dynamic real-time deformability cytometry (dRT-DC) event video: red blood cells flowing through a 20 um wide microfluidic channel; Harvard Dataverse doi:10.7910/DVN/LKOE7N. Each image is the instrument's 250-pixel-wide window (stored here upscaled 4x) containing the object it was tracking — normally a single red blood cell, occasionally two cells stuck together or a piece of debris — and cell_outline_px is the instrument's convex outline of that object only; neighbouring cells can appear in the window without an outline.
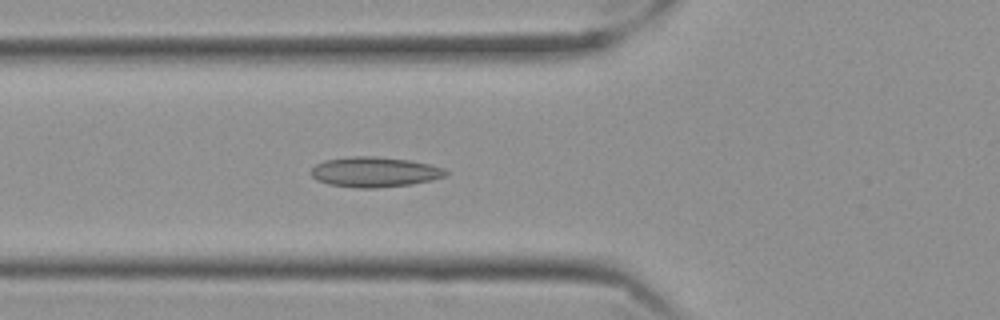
{"species": "Egyptian fruit bat (a non-hibernating species)", "species_latin": "Rousettus aegyptiacus", "temperature_condition": "cold", "stored_images_in_passage": 54, "camera_frame_rate_fps": 3000, "um_per_image_px": 0.085, "frame": {"image": 1, "passage_image": 18, "time_ms": 5.667, "image_size_px": [1000, 320], "cell_outline_px": [[448, 172], [444, 176], [432, 180], [412, 184], [376, 188], [356, 188], [328, 184], [316, 180], [312, 176], [312, 168], [316, 164], [324, 160], [348, 156], [376, 156], [408, 160], [428, 164], [444, 168]], "centroid_in_image_um": [31.81, 14.62], "position_along_channel_um": 94.0, "area_um2": 23.7}}
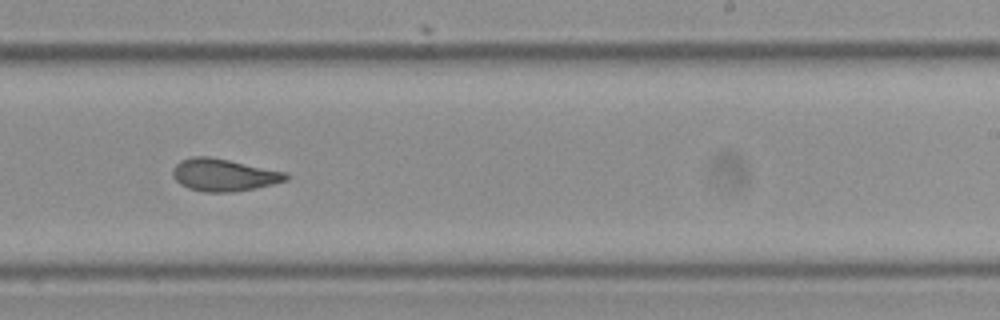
{"frame": {"image": 2, "passage_image": 33, "time_ms": 10.667, "image_size_px": [1000, 320], "cell_outline_px": [[288, 180], [256, 188], [232, 192], [204, 192], [188, 188], [180, 184], [172, 176], [172, 168], [180, 160], [192, 156], [208, 156], [288, 172]], "centroid_in_image_um": [19.0, 14.87], "position_along_channel_um": 270.0, "area_um2": 21.44}}
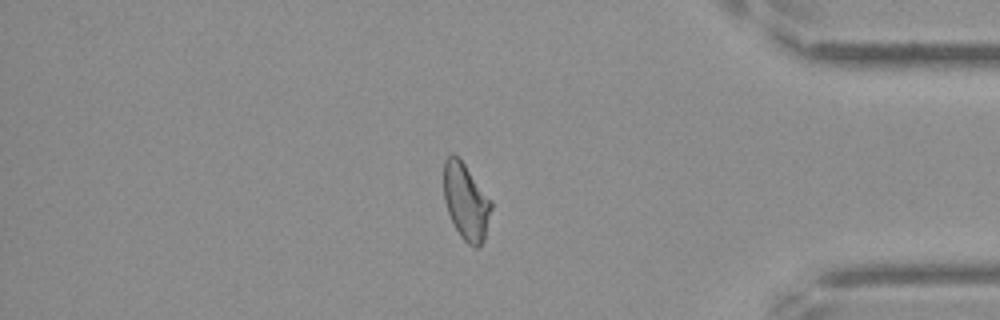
{"frame": {"image": 3, "passage_image": 46, "time_ms": 15.0, "image_size_px": [1000, 320], "cell_outline_px": [[492, 208], [484, 240], [480, 248], [476, 248], [468, 244], [460, 236], [448, 212], [444, 200], [444, 160], [452, 152], [464, 164], [492, 200]], "centroid_in_image_um": [39.62, 17.16], "position_along_channel_um": 395.6, "area_um2": 21.1}, "authors_computed_cell_mechanics": {"area_um2": 21.7906, "velocity_mm_per_s": 3.5023, "shape_relaxation_time_tau1_ms": null, "shape_relaxation_time_tau2_ms": 1.9395, "deformation_change_tau1": null, "deformation_change_tau2": 0.0847}}